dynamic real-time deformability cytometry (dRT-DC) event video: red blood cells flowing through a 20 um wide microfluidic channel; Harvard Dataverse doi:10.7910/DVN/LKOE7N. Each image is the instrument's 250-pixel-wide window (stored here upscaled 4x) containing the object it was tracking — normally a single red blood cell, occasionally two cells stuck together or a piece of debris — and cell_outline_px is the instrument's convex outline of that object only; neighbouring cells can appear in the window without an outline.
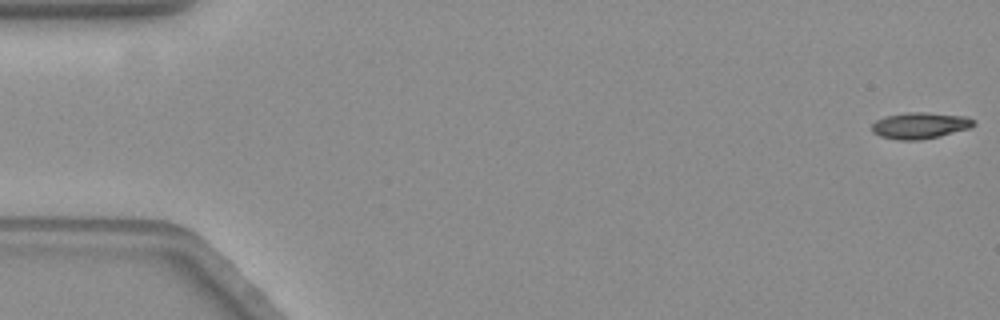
{"species": "common noctule bat (a hibernating species)", "species_latin": "Nyctalus noctula", "temperature_condition": "warm", "stored_images_in_passage": 59, "camera_frame_rate_fps": 3000, "um_per_image_px": 0.085, "animal": {"sex": "female", "body_mass_g": 19.3, "forearm_length_mm": 54.1}, "frame": {"image": 1, "passage_image": 1, "time_ms": 0.0, "image_size_px": [1000, 320], "cell_outline_px": [[976, 124], [968, 128], [936, 136], [916, 140], [900, 140], [880, 136], [872, 132], [872, 124], [876, 120], [884, 116], [908, 112], [924, 112], [964, 116], [976, 120]], "centroid_in_image_um": [78.16, 10.65], "position_along_channel_um": 6.8, "area_um2": 15.37}}
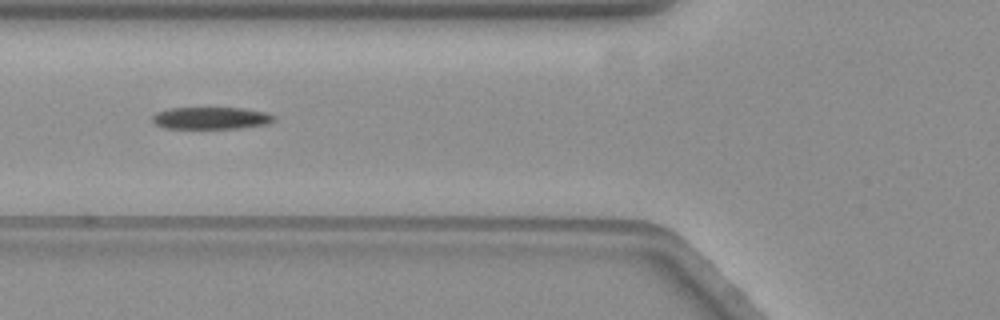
{"frame": {"image": 2, "passage_image": 22, "time_ms": 7.0, "image_size_px": [1000, 320], "cell_outline_px": [[276, 120], [264, 124], [236, 128], [164, 128], [156, 124], [152, 120], [152, 116], [156, 112], [168, 108], [240, 108], [264, 112], [276, 116]], "centroid_in_image_um": [17.9, 10.03], "position_along_channel_um": 107.9, "area_um2": 15.49}}
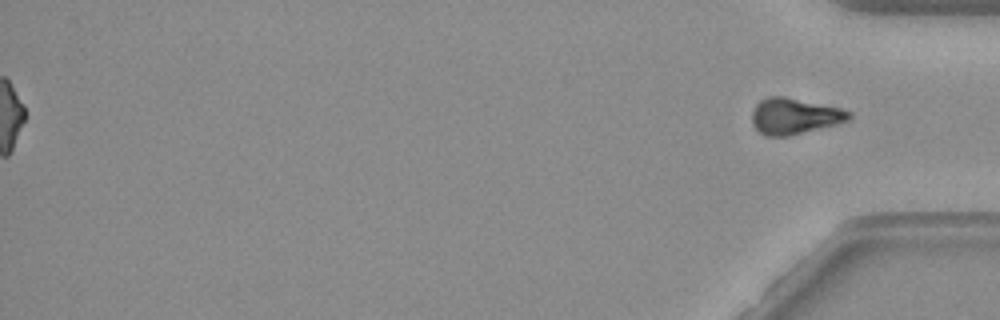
{"frame": {"image": 3, "passage_image": 59, "time_ms": 19.333, "image_size_px": [1000, 320], "cell_outline_px": [[852, 120], [788, 136], [764, 136], [752, 124], [752, 112], [756, 104], [760, 100], [768, 96], [784, 96], [840, 108], [852, 112]], "centroid_in_image_um": [67.53, 9.87], "position_along_channel_um": 367.7, "area_um2": 20.4}, "authors_computed_cell_mechanics": {"area_um2": 15.9528, "velocity_mm_per_s": 3.565, "shape_relaxation_time_tau1_ms": 4.5529, "shape_relaxation_time_tau2_ms": 2.8993, "deformation_change_tau1": 0.2071, "deformation_change_tau2": 0.1222}}